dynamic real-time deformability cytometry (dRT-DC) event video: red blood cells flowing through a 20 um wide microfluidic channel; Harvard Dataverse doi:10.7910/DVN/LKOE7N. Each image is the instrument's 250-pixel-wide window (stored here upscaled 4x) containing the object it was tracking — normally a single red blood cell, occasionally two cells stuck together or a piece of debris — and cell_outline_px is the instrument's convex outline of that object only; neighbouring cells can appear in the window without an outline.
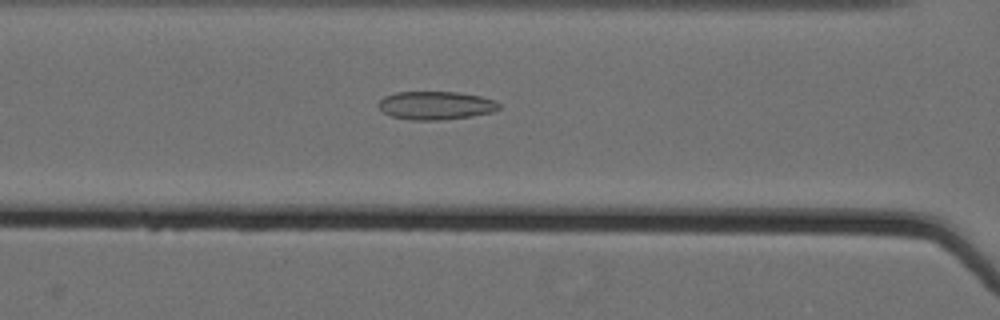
{"species": "Egyptian fruit bat (a non-hibernating species)", "species_latin": "Rousettus aegyptiacus", "temperature_condition": "cold", "stored_images_in_passage": 62, "camera_frame_rate_fps": 3000, "um_per_image_px": 0.085, "animal": {"sex": "female"}, "frame": {"image": 1, "passage_image": 31, "time_ms": 10.0, "image_size_px": [1000, 320], "cell_outline_px": [[500, 108], [492, 112], [472, 116], [440, 120], [412, 120], [392, 116], [384, 112], [380, 108], [380, 100], [384, 96], [396, 92], [460, 92], [480, 96], [496, 100], [500, 104]], "centroid_in_image_um": [37.08, 8.96], "position_along_channel_um": 129.5, "area_um2": 19.83}}
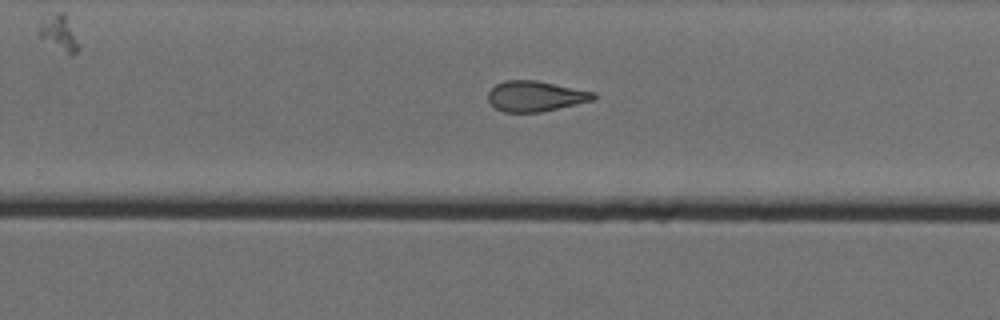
{"frame": {"image": 2, "passage_image": 44, "time_ms": 14.333, "image_size_px": [1000, 320], "cell_outline_px": [[596, 100], [540, 112], [504, 112], [496, 108], [488, 100], [488, 92], [496, 84], [504, 80], [536, 80], [596, 92]], "centroid_in_image_um": [45.54, 8.17], "position_along_channel_um": 284.3, "area_um2": 18.79}}
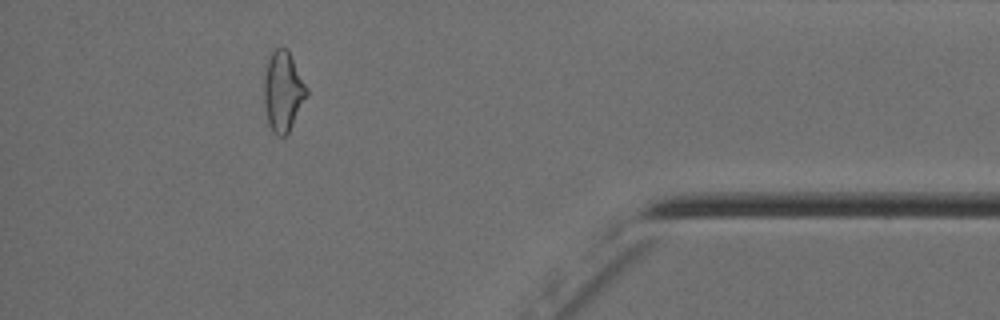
{"frame": {"image": 3, "passage_image": 57, "time_ms": 18.667, "image_size_px": [1000, 320], "cell_outline_px": [[308, 92], [288, 132], [284, 136], [276, 136], [272, 132], [268, 124], [264, 104], [264, 76], [268, 60], [272, 52], [276, 48], [288, 48], [308, 88]], "centroid_in_image_um": [24.04, 7.75], "position_along_channel_um": 411.2, "area_um2": 19.77}, "authors_computed_cell_mechanics": {"area_um2": 21.6172, "velocity_mm_per_s": 3.5836, "shape_relaxation_time_tau1_ms": null, "shape_relaxation_time_tau2_ms": 2.973, "deformation_change_tau1": null, "deformation_change_tau2": 0.1016}}